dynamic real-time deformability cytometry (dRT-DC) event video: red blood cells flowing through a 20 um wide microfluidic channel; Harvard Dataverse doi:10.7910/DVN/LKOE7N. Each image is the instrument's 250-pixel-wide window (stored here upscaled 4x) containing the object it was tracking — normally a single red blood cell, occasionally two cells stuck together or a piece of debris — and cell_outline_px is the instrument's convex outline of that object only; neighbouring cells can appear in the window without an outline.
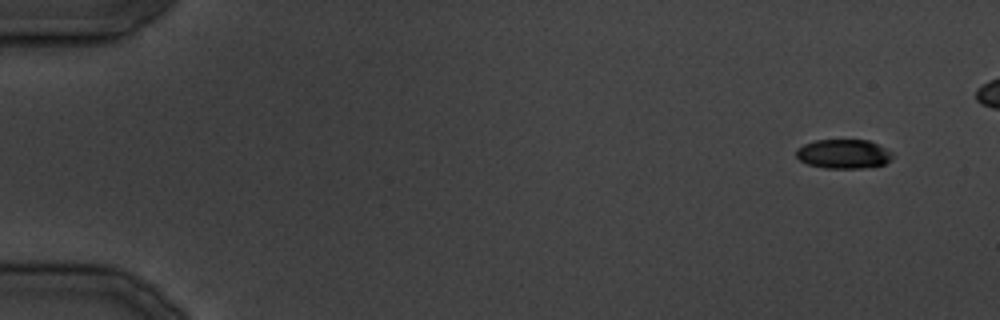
{"species": "common noctule bat (a hibernating species)", "species_latin": "Nyctalus noctula", "temperature_condition": "cold", "stored_images_in_passage": 10, "camera_frame_rate_fps": 3000, "um_per_image_px": 0.085, "animal": {"sex": "male", "body_mass_g": 19.5, "forearm_length_mm": 54.6}, "frame": {"image": 1, "passage_image": 1, "time_ms": 0.0, "image_size_px": [1000, 320], "cell_outline_px": [[892, 160], [884, 164], [864, 168], [824, 168], [808, 164], [800, 160], [796, 156], [796, 148], [804, 144], [816, 140], [868, 140], [892, 152]], "centroid_in_image_um": [71.69, 13.09], "position_along_channel_um": 13.3, "area_um2": 16.36}}